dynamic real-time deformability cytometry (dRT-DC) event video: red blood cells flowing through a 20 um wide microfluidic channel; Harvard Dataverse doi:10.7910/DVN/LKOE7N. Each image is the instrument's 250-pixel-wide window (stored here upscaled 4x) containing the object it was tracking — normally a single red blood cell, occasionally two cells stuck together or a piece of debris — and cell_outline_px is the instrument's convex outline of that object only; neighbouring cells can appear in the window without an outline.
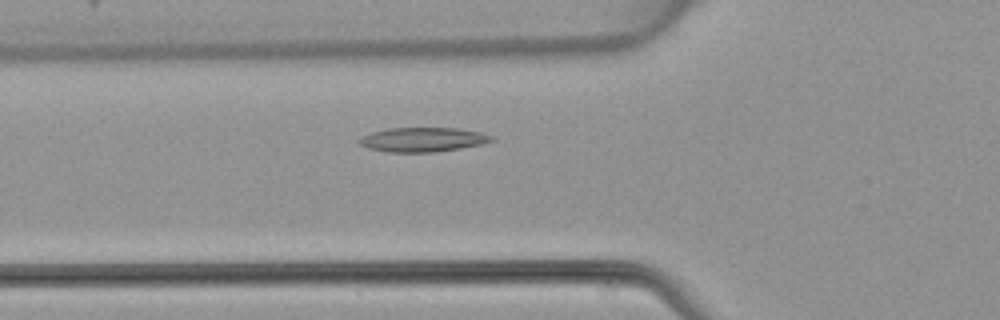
{"species": "common noctule bat (a hibernating species)", "species_latin": "Nyctalus noctula", "temperature_condition": "warm", "stored_images_in_passage": 44, "camera_frame_rate_fps": 3000, "um_per_image_px": 0.085, "animal": {"sex": "female", "body_mass_g": 22.7, "forearm_length_mm": 54.2}, "frame": {"image": 1, "passage_image": 13, "time_ms": 4.0, "image_size_px": [1000, 320], "cell_outline_px": [[496, 140], [484, 144], [460, 148], [432, 152], [388, 152], [368, 148], [360, 144], [356, 140], [360, 136], [372, 132], [388, 128], [456, 128], [480, 132], [496, 136]], "centroid_in_image_um": [35.96, 11.86], "position_along_channel_um": 89.8, "area_um2": 18.96}}
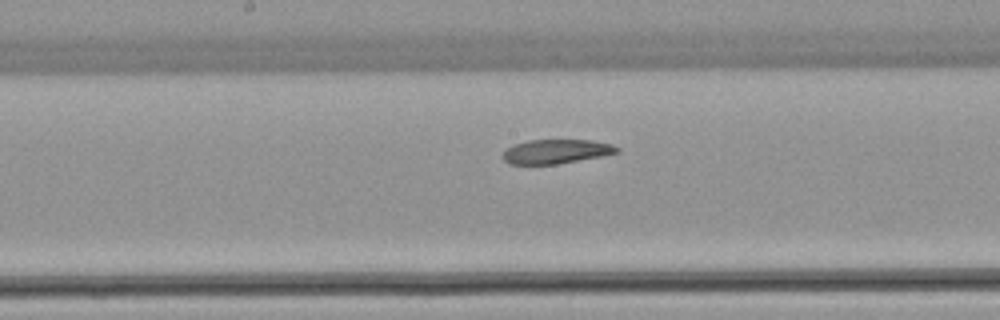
{"frame": {"image": 2, "passage_image": 21, "time_ms": 6.667, "image_size_px": [1000, 320], "cell_outline_px": [[620, 152], [600, 156], [556, 164], [508, 164], [504, 160], [504, 148], [512, 144], [528, 140], [592, 140], [612, 144], [620, 148]], "centroid_in_image_um": [47.25, 12.86], "position_along_channel_um": 201.0, "area_um2": 16.13}}
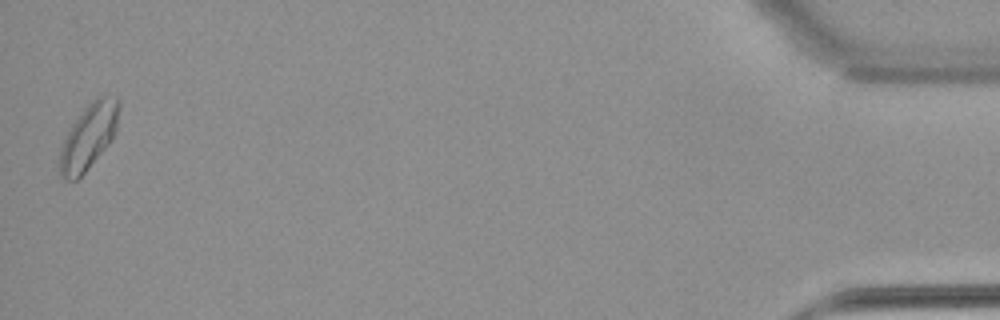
{"frame": {"image": 3, "passage_image": 44, "time_ms": 14.333, "image_size_px": [1000, 320], "cell_outline_px": [[120, 104], [116, 128], [112, 140], [84, 172], [76, 180], [68, 180], [60, 176], [56, 164], [60, 148], [72, 124], [84, 108], [96, 96], [116, 96], [120, 100]], "centroid_in_image_um": [7.51, 11.61], "position_along_channel_um": 427.7, "area_um2": 22.66}}